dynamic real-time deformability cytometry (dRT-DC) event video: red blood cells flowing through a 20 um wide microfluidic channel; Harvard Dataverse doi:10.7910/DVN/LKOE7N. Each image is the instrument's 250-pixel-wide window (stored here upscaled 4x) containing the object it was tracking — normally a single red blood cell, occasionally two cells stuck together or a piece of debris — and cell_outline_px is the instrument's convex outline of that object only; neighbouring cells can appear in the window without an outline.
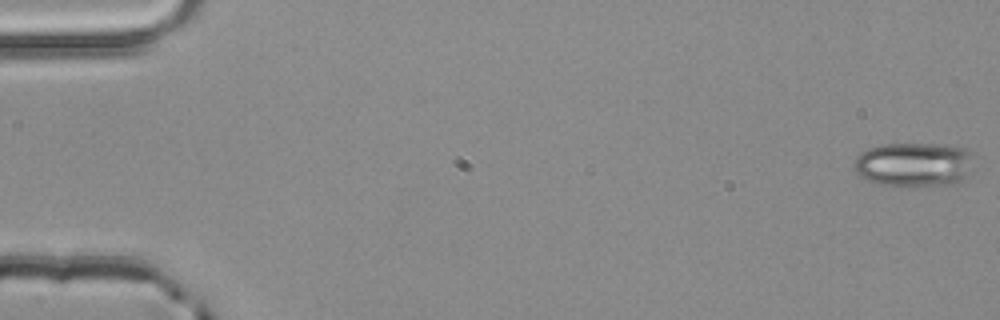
{"species": "common noctule bat (a hibernating species)", "species_latin": "Nyctalus noctula", "temperature_condition": "room temperature", "stored_images_in_passage": 3, "camera_frame_rate_fps": 3000, "um_per_image_px": 0.085, "animal": {"sex": "male", "body_mass_g": 20.4}, "frame": {"image": 1, "passage_image": 1, "time_ms": 0.0, "image_size_px": [1000, 320], "cell_outline_px": [[968, 152], [964, 180], [952, 184], [876, 184], [860, 176], [852, 168], [856, 156], [860, 152], [868, 148], [884, 144], [944, 144], [964, 148]], "centroid_in_image_um": [77.54, 13.95], "position_along_channel_um": 7.5, "area_um2": 29.82}}